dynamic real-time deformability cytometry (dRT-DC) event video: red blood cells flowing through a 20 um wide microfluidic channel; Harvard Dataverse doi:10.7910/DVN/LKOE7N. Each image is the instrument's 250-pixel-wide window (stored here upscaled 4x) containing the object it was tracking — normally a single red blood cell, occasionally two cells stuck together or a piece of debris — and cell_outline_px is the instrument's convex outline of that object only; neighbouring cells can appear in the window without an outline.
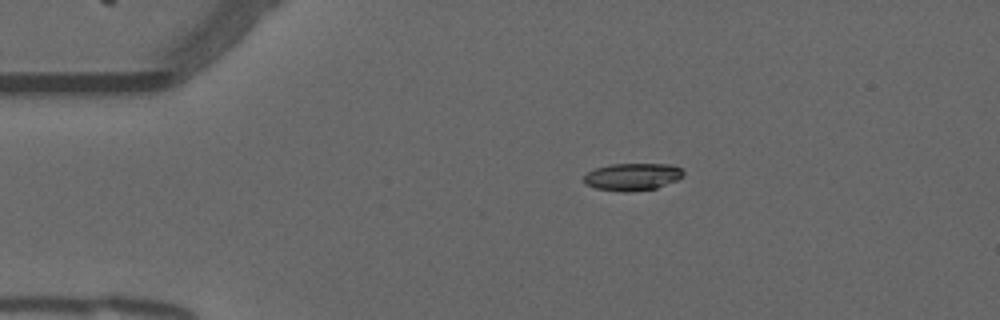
{"species": "common noctule bat (a hibernating species)", "species_latin": "Nyctalus noctula", "temperature_condition": "warm", "stored_images_in_passage": 38, "camera_frame_rate_fps": 3000, "um_per_image_px": 0.085, "animal": {"sex": "male", "forearm_length_mm": 52.5}, "frame": {"image": 1, "passage_image": 1, "time_ms": 0.0, "image_size_px": [1000, 320], "cell_outline_px": [[684, 176], [676, 180], [656, 188], [628, 192], [624, 192], [596, 188], [584, 184], [584, 176], [588, 172], [596, 168], [612, 164], [672, 164], [680, 168], [684, 172]], "centroid_in_image_um": [53.76, 15.02], "position_along_channel_um": 31.2, "area_um2": 15.78}}
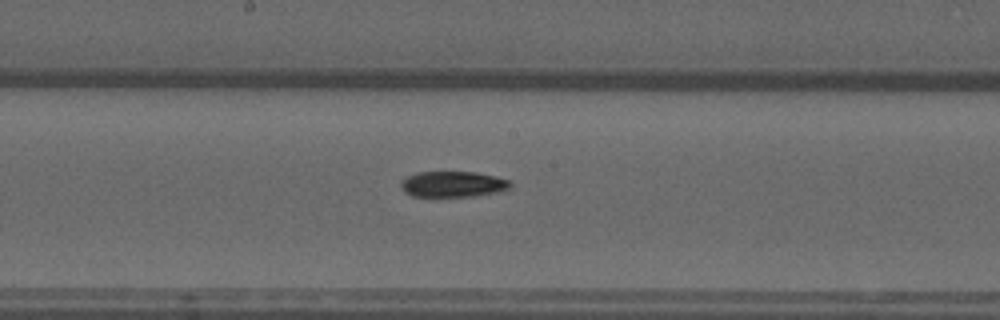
{"frame": {"image": 2, "passage_image": 19, "time_ms": 6.0, "image_size_px": [1000, 320], "cell_outline_px": [[512, 184], [508, 188], [496, 192], [472, 196], [412, 196], [404, 192], [400, 188], [400, 180], [408, 176], [420, 172], [476, 172], [496, 176], [508, 180]], "centroid_in_image_um": [38.45, 15.65], "position_along_channel_um": 209.7, "area_um2": 16.36}}
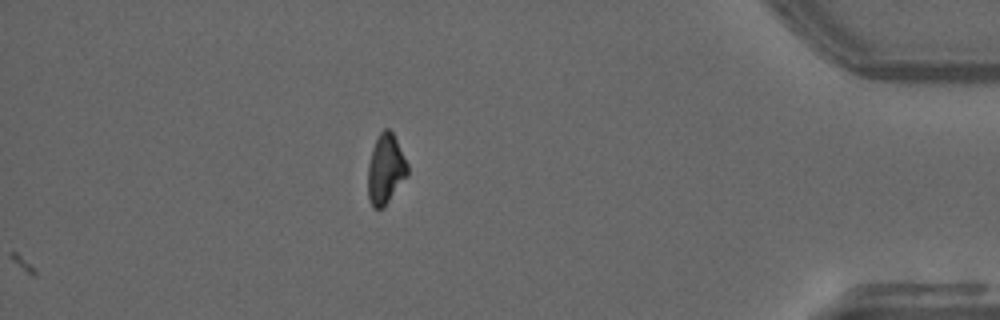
{"frame": {"image": 3, "passage_image": 38, "time_ms": 12.333, "image_size_px": [1000, 320], "cell_outline_px": [[408, 172], [384, 208], [372, 208], [368, 200], [368, 164], [372, 148], [380, 132], [384, 128], [388, 128], [392, 132], [408, 164]], "centroid_in_image_um": [32.75, 14.39], "position_along_channel_um": 402.5, "area_um2": 15.95}}